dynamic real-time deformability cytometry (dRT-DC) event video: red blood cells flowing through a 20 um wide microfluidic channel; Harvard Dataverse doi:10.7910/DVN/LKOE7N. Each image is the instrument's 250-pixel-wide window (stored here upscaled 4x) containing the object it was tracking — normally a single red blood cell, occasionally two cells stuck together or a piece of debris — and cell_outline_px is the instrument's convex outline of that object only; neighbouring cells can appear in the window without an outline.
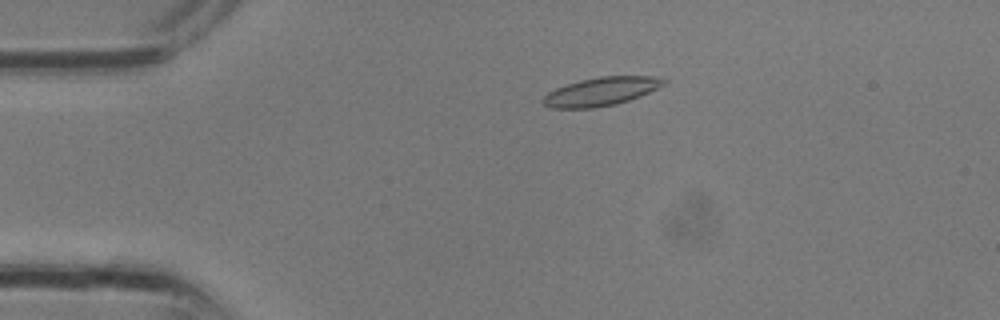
{"species": "common noctule bat (a hibernating species)", "species_latin": "Nyctalus noctula", "temperature_condition": "room temperature", "stored_images_in_passage": 6, "camera_frame_rate_fps": 3000, "um_per_image_px": 0.085, "animal": {"sex": "male", "body_mass_g": 13.3}, "frame": {"image": 1, "passage_image": 2, "time_ms": 0.333, "image_size_px": [1000, 320], "cell_outline_px": [[668, 84], [640, 96], [616, 104], [596, 108], [552, 108], [544, 104], [540, 100], [548, 92], [556, 88], [580, 80], [600, 76], [652, 76], [668, 80]], "centroid_in_image_um": [51.12, 7.77], "position_along_channel_um": 33.9, "area_um2": 20.11}}